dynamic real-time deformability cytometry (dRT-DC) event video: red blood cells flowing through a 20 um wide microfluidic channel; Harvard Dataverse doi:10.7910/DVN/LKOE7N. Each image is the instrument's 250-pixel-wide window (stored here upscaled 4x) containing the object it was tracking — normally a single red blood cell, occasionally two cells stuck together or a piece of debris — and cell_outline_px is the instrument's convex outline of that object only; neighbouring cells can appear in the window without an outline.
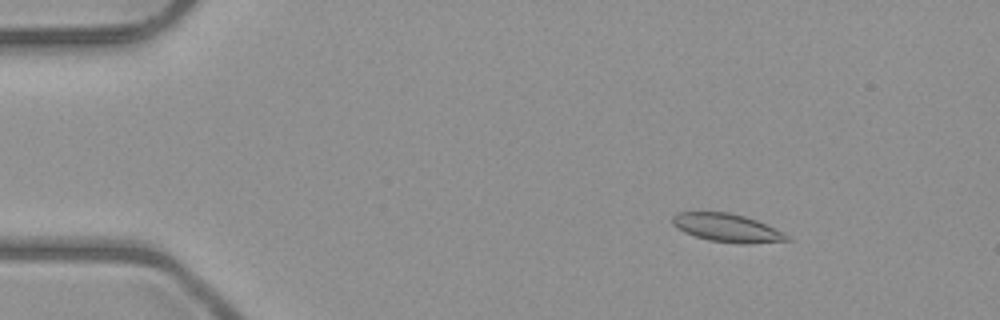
{"species": "common noctule bat (a hibernating species)", "species_latin": "Nyctalus noctula", "temperature_condition": "room temperature", "stored_images_in_passage": 6, "camera_frame_rate_fps": 3000, "um_per_image_px": 0.085, "animal": {"sex": "male", "body_mass_g": 23.1, "forearm_length_mm": 52.7}, "frame": {"image": 1, "passage_image": 3, "time_ms": 2.333, "image_size_px": [1000, 320], "cell_outline_px": [[792, 240], [744, 244], [740, 244], [708, 240], [684, 232], [676, 228], [672, 224], [672, 216], [676, 212], [728, 212], [744, 216], [756, 220], [784, 232], [792, 236]], "centroid_in_image_um": [61.81, 19.37], "position_along_channel_um": 23.2, "area_um2": 18.96}}
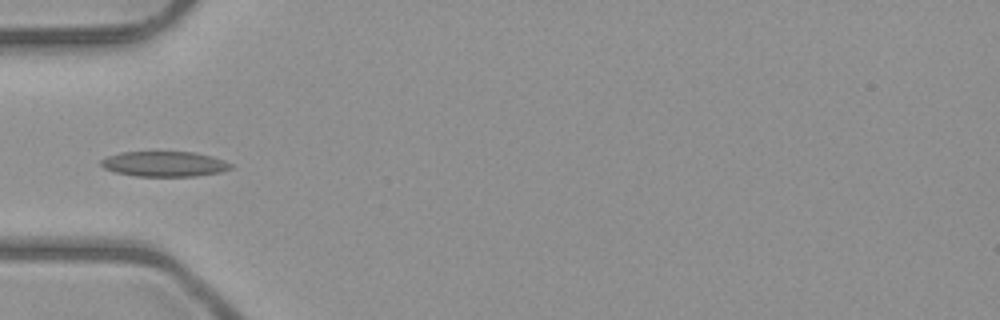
{"frame": {"image": 2, "passage_image": 5, "time_ms": 5.667, "image_size_px": [1000, 320], "cell_outline_px": [[232, 168], [220, 172], [196, 176], [136, 176], [116, 172], [104, 168], [100, 164], [100, 160], [108, 156], [120, 152], [196, 152], [212, 156], [224, 160], [232, 164]], "centroid_in_image_um": [13.98, 13.93], "position_along_channel_um": 71.0, "area_um2": 19.07}}
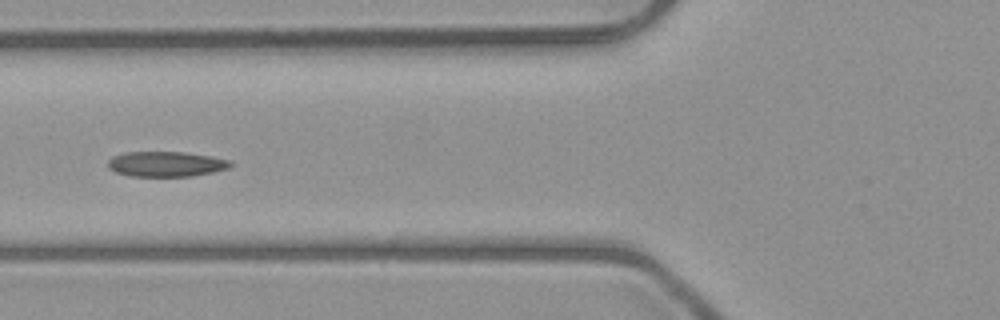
{"frame": {"image": 3, "passage_image": 6, "time_ms": 6.667, "image_size_px": [1000, 320], "cell_outline_px": [[232, 164], [228, 168], [212, 172], [192, 176], [128, 176], [116, 172], [108, 168], [108, 160], [112, 156], [124, 152], [184, 152], [212, 156], [232, 160]], "centroid_in_image_um": [14.11, 13.94], "position_along_channel_um": 111.7, "area_um2": 18.09}}